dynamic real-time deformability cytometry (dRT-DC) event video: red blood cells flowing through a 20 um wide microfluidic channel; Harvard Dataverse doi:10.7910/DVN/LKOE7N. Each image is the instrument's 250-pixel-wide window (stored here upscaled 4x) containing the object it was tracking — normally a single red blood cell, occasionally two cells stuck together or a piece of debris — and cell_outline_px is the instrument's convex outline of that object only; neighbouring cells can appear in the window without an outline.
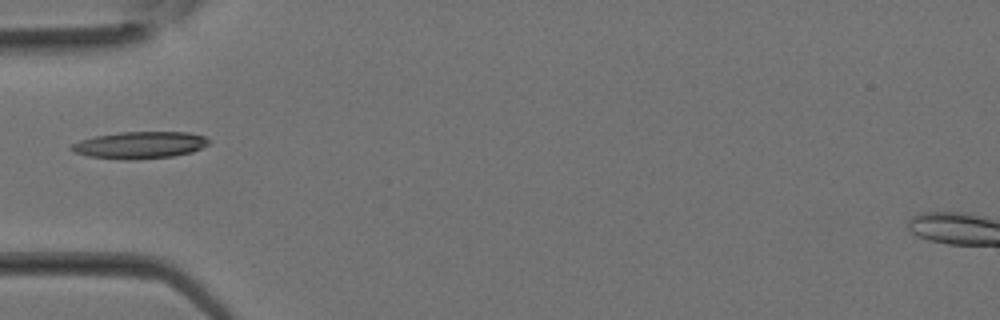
{"species": "Egyptian fruit bat (a non-hibernating species)", "species_latin": "Rousettus aegyptiacus", "temperature_condition": "room temperature", "stored_images_in_passage": 8, "camera_frame_rate_fps": 3000, "um_per_image_px": 0.085, "animal": {"sex": "female"}, "frame": {"image": 1, "passage_image": 5, "time_ms": 1.333, "image_size_px": [1000, 320], "cell_outline_px": [[212, 140], [208, 144], [192, 152], [172, 156], [136, 160], [128, 160], [88, 156], [72, 152], [68, 148], [72, 144], [80, 140], [96, 136], [120, 132], [188, 132], [204, 136]], "centroid_in_image_um": [11.87, 12.33], "position_along_channel_um": 73.1, "area_um2": 21.68}}
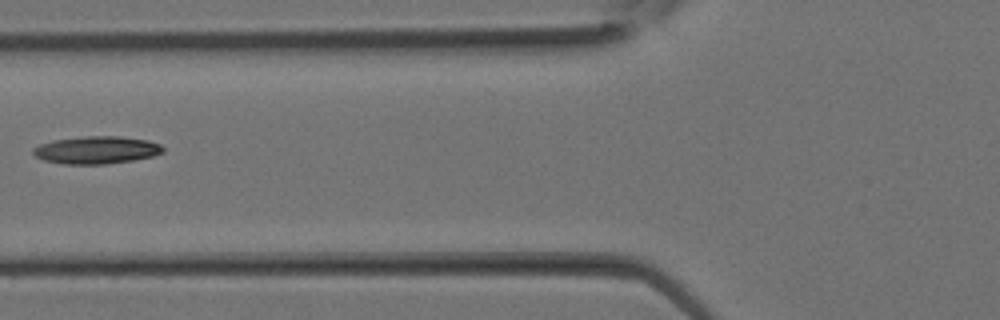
{"frame": {"image": 2, "passage_image": 7, "time_ms": 2.0, "image_size_px": [1000, 320], "cell_outline_px": [[164, 152], [152, 156], [132, 160], [104, 164], [64, 164], [44, 160], [36, 156], [32, 152], [32, 148], [40, 144], [52, 140], [84, 136], [120, 136], [148, 140], [160, 144], [164, 148]], "centroid_in_image_um": [8.19, 12.74], "position_along_channel_um": 117.6, "area_um2": 20.87}}